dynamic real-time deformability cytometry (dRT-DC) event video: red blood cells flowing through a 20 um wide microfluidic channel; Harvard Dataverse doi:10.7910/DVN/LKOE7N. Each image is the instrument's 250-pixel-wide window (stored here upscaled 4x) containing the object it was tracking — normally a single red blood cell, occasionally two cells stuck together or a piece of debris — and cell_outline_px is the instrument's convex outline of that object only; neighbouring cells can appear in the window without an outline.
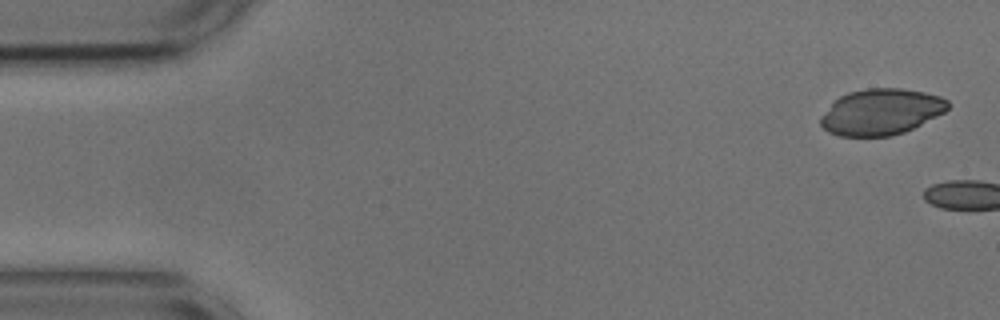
{"species": "common noctule bat (a hibernating species)", "species_latin": "Nyctalus noctula", "temperature_condition": "cold", "stored_images_in_passage": 5, "camera_frame_rate_fps": 3000, "um_per_image_px": 0.085, "animal": {"sex": "male", "body_mass_g": 17.9, "forearm_length_mm": 54.2}, "frame": {"image": 1, "passage_image": 1, "time_ms": 0.0, "image_size_px": [1000, 320], "cell_outline_px": [[948, 108], [944, 112], [904, 132], [892, 136], [840, 136], [828, 132], [820, 124], [820, 116], [840, 96], [848, 92], [868, 88], [900, 88], [924, 92], [940, 96], [948, 100]], "centroid_in_image_um": [74.88, 9.51], "position_along_channel_um": 10.1, "area_um2": 33.93}}